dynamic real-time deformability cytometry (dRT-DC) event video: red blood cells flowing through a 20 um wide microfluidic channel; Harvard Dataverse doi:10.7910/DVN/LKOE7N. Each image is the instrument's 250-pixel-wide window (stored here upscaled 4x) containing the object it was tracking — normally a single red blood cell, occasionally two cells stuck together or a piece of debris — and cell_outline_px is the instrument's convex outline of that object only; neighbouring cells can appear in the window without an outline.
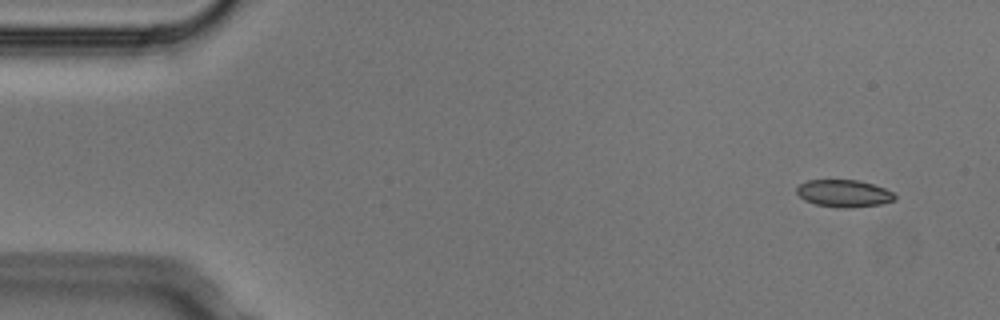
{"species": "Egyptian fruit bat (a non-hibernating species)", "species_latin": "Rousettus aegyptiacus", "temperature_condition": "cold", "stored_images_in_passage": 4, "camera_frame_rate_fps": 3000, "um_per_image_px": 0.085, "animal": {"sex": "male"}, "frame": {"image": 1, "passage_image": 1, "time_ms": 0.0, "image_size_px": [1000, 320], "cell_outline_px": [[896, 200], [880, 204], [852, 208], [836, 208], [816, 204], [804, 200], [796, 192], [796, 188], [800, 184], [808, 180], [856, 180], [872, 184], [884, 188], [892, 192], [896, 196]], "centroid_in_image_um": [71.72, 16.45], "position_along_channel_um": 13.3, "area_um2": 15.61}}
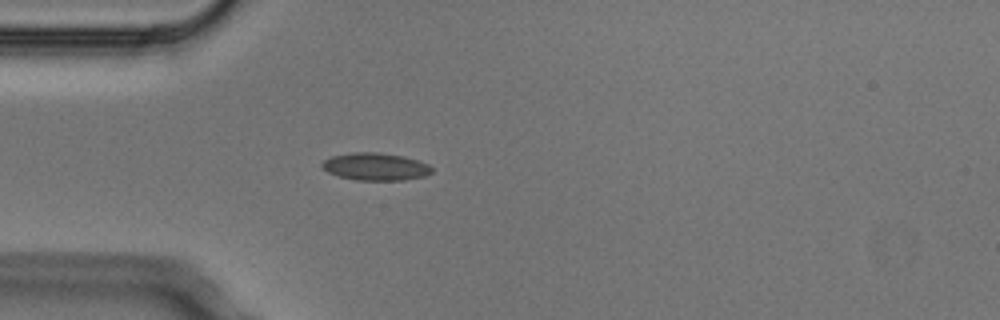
{"frame": {"image": 2, "passage_image": 4, "time_ms": 1.0, "image_size_px": [1000, 320], "cell_outline_px": [[432, 172], [424, 176], [404, 180], [356, 180], [340, 176], [328, 172], [320, 164], [324, 160], [332, 156], [352, 152], [376, 152], [404, 156], [428, 164], [432, 168]], "centroid_in_image_um": [31.92, 14.16], "position_along_channel_um": 53.1, "area_um2": 17.46}}